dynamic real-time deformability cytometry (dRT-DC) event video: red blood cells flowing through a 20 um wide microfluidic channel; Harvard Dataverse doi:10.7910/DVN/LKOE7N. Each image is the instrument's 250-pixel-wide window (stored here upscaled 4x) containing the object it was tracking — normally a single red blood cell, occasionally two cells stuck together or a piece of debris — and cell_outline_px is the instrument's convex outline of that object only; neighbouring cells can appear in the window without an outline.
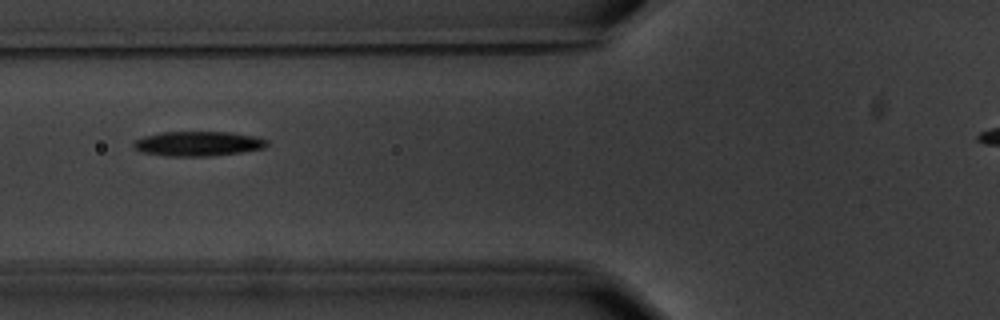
{"species": "common noctule bat (a hibernating species)", "species_latin": "Nyctalus noctula", "temperature_condition": "warm", "stored_images_in_passage": 12, "camera_frame_rate_fps": 3000, "um_per_image_px": 0.085, "animal": {"sex": "male", "body_mass_g": 20.1, "forearm_length_mm": 53.5}, "frame": {"image": 1, "passage_image": 4, "time_ms": 3.333, "image_size_px": [1000, 320], "cell_outline_px": [[268, 144], [264, 148], [240, 152], [208, 156], [164, 156], [140, 152], [132, 148], [132, 140], [144, 136], [160, 132], [232, 132], [256, 136], [268, 140]], "centroid_in_image_um": [16.77, 12.21], "position_along_channel_um": 109.0, "area_um2": 19.48}}